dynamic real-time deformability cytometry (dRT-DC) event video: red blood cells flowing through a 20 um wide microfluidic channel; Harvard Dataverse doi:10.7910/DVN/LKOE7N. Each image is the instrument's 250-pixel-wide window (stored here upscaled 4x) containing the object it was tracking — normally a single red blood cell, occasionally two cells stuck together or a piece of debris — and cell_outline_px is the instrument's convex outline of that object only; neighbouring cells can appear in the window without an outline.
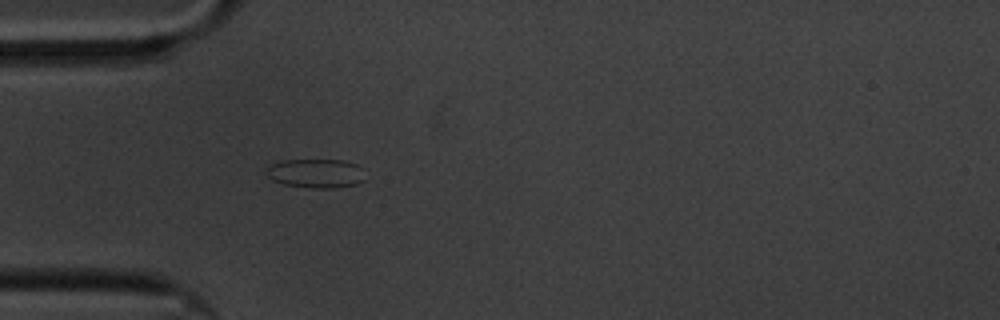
{"species": "common noctule bat (a hibernating species)", "species_latin": "Nyctalus noctula", "temperature_condition": "cold", "stored_images_in_passage": 43, "camera_frame_rate_fps": 3000, "um_per_image_px": 0.085, "animal": {"sex": "male", "body_mass_g": 20.1, "forearm_length_mm": 53.5}, "frame": {"image": 1, "passage_image": 1, "time_ms": 0.0, "image_size_px": [1000, 320], "cell_outline_px": [[364, 180], [356, 184], [332, 188], [312, 188], [284, 184], [272, 180], [268, 176], [268, 168], [272, 164], [280, 160], [344, 160], [356, 164], [364, 168]], "centroid_in_image_um": [26.9, 14.73], "position_along_channel_um": 58.1, "area_um2": 16.7}}
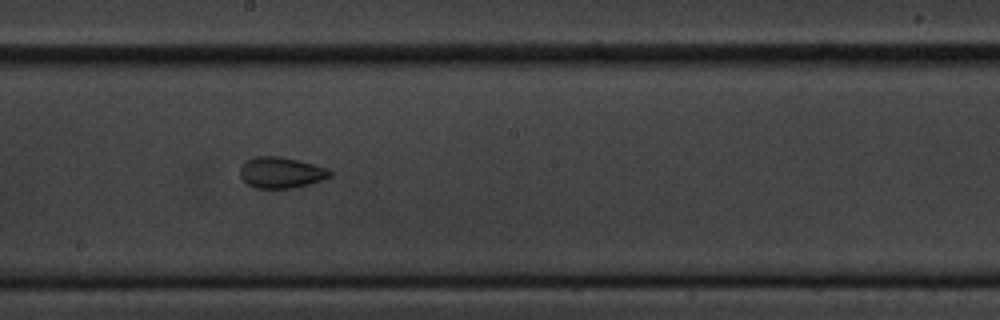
{"frame": {"image": 2, "passage_image": 16, "time_ms": 5.0, "image_size_px": [1000, 320], "cell_outline_px": [[332, 176], [308, 184], [292, 188], [256, 188], [248, 184], [240, 176], [240, 168], [244, 160], [252, 156], [280, 156], [328, 168], [332, 172]], "centroid_in_image_um": [23.85, 14.65], "position_along_channel_um": 224.3, "area_um2": 16.24}}
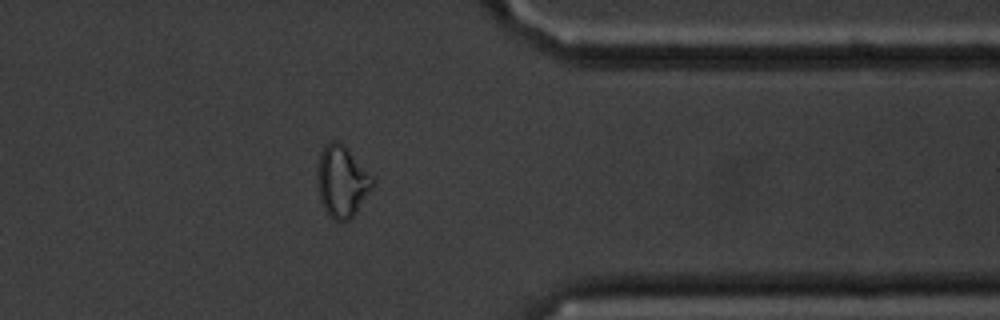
{"frame": {"image": 3, "passage_image": 31, "time_ms": 10.0, "image_size_px": [1000, 320], "cell_outline_px": [[376, 180], [372, 188], [356, 212], [348, 220], [332, 220], [328, 216], [324, 208], [316, 184], [316, 176], [320, 152], [332, 140], [336, 140], [348, 148]], "centroid_in_image_um": [29.06, 15.42], "position_along_channel_um": 382.3, "area_um2": 23.0}, "authors_computed_cell_mechanics": {"area_um2": 16.473, "velocity_mm_per_s": 3.3812, "shape_relaxation_time_tau1_ms": null, "shape_relaxation_time_tau2_ms": 1.4571, "deformation_change_tau1": null, "deformation_change_tau2": 0.0679}}